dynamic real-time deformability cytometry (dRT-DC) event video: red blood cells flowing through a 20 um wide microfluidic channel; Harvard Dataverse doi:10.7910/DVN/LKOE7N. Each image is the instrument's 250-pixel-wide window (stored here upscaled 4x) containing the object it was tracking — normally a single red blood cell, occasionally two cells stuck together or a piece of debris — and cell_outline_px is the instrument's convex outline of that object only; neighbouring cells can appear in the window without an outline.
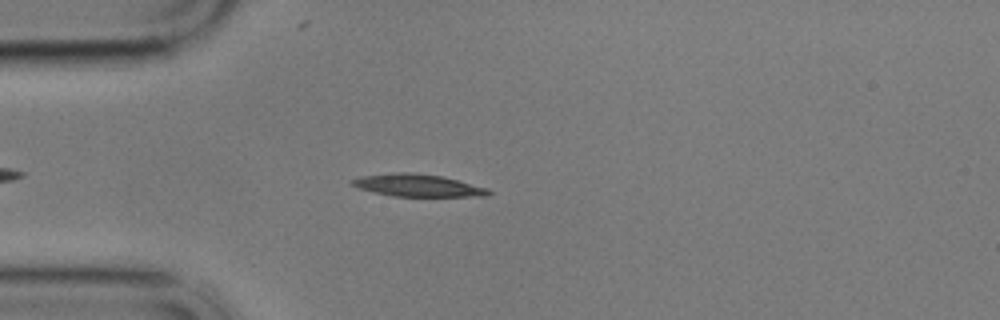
{"species": "common noctule bat (a hibernating species)", "species_latin": "Nyctalus noctula", "temperature_condition": "cold", "stored_images_in_passage": 48, "camera_frame_rate_fps": 3000, "um_per_image_px": 0.085, "animal": {"sex": "male", "body_mass_g": 17.9}, "frame": {"image": 1, "passage_image": 5, "time_ms": 1.333, "image_size_px": [1000, 320], "cell_outline_px": [[492, 192], [488, 196], [392, 196], [360, 188], [352, 184], [348, 180], [360, 176], [400, 172], [412, 172], [444, 176], [488, 188]], "centroid_in_image_um": [35.54, 15.75], "position_along_channel_um": 49.5, "area_um2": 17.74}}
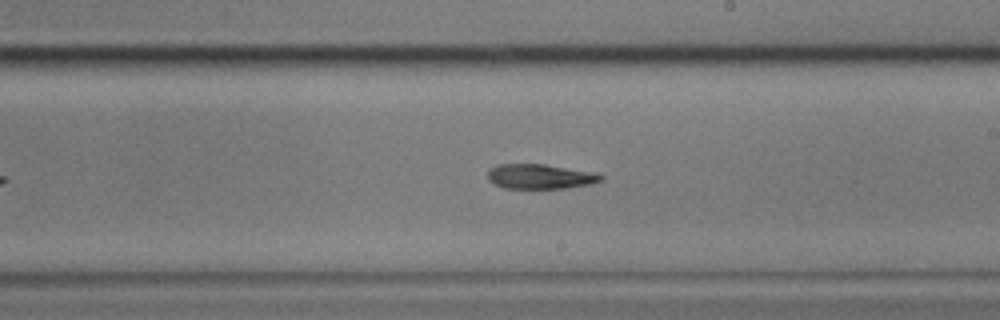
{"frame": {"image": 2, "passage_image": 23, "time_ms": 7.333, "image_size_px": [1000, 320], "cell_outline_px": [[604, 180], [588, 184], [564, 188], [504, 188], [492, 184], [488, 180], [488, 172], [496, 164], [544, 164], [596, 172], [604, 176]], "centroid_in_image_um": [45.91, 15.0], "position_along_channel_um": 243.1, "area_um2": 16.42}}
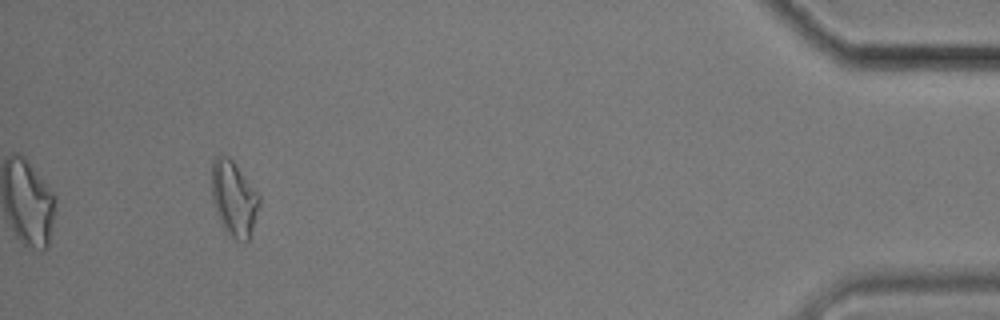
{"frame": {"image": 3, "passage_image": 44, "time_ms": 14.333, "image_size_px": [1000, 320], "cell_outline_px": [[260, 204], [248, 240], [244, 244], [228, 236], [212, 204], [212, 160], [216, 156], [228, 156], [236, 164], [260, 196]], "centroid_in_image_um": [19.87, 16.89], "position_along_channel_um": 415.3, "area_um2": 20.87}, "authors_computed_cell_mechanics": {"area_um2": 16.9932, "velocity_mm_per_s": 3.4069, "shape_relaxation_time_tau1_ms": 9.808, "shape_relaxation_time_tau2_ms": 11.1967, "deformation_change_tau1": 0.2511, "deformation_change_tau2": 0.2536}}